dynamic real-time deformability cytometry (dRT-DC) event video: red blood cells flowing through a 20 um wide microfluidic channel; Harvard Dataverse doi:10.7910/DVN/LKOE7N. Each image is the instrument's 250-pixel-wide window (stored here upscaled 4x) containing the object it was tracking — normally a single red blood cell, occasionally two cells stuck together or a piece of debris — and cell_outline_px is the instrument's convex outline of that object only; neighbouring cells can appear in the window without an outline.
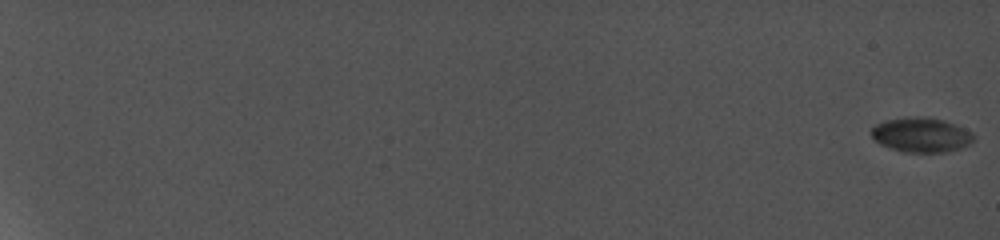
{"species": "common noctule bat (a hibernating species)", "species_latin": "Nyctalus noctula", "temperature_condition": "cold", "stored_images_in_passage": 16, "camera_frame_rate_fps": 5000, "um_per_image_px": 0.085, "animal": {"sex": "female", "body_mass_g": 19.0, "forearm_length_mm": 56.7}, "frame": {"image": 1, "passage_image": 1, "time_ms": 0.0, "image_size_px": [1000, 240], "cell_outline_px": [[972, 140], [956, 148], [940, 152], [912, 152], [892, 148], [880, 144], [872, 136], [872, 128], [876, 124], [884, 120], [904, 116], [928, 116], [944, 120], [956, 124], [972, 132]], "centroid_in_image_um": [78.25, 11.41], "position_along_channel_um": 6.8, "area_um2": 20.29}}
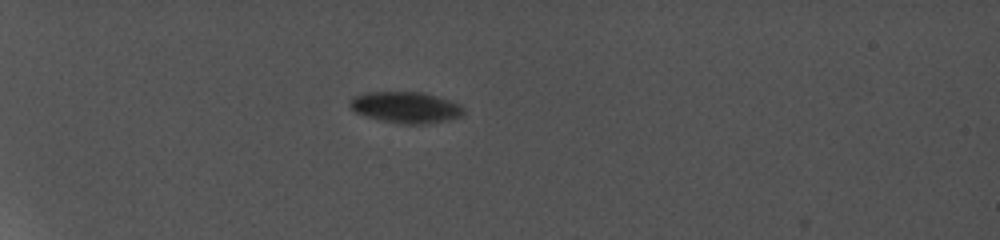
{"frame": {"image": 2, "passage_image": 10, "time_ms": 7.2, "image_size_px": [1000, 240], "cell_outline_px": [[464, 112], [460, 116], [436, 120], [392, 120], [372, 116], [360, 112], [352, 108], [348, 104], [356, 96], [364, 92], [424, 92], [460, 104], [464, 108]], "centroid_in_image_um": [34.5, 9.01], "position_along_channel_um": 50.5, "area_um2": 18.61}}
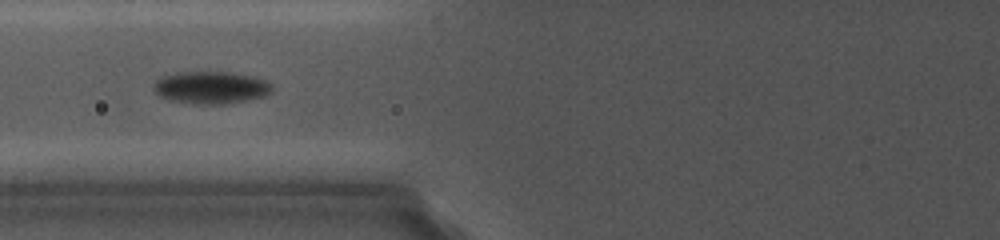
{"frame": {"image": 3, "passage_image": 14, "time_ms": 10.2, "image_size_px": [1000, 240], "cell_outline_px": [[268, 92], [260, 96], [236, 100], [208, 104], [176, 100], [164, 96], [156, 92], [156, 80], [164, 76], [188, 72], [228, 72], [248, 76], [264, 80], [268, 84]], "centroid_in_image_um": [17.88, 7.4], "position_along_channel_um": 107.9, "area_um2": 20.35}}